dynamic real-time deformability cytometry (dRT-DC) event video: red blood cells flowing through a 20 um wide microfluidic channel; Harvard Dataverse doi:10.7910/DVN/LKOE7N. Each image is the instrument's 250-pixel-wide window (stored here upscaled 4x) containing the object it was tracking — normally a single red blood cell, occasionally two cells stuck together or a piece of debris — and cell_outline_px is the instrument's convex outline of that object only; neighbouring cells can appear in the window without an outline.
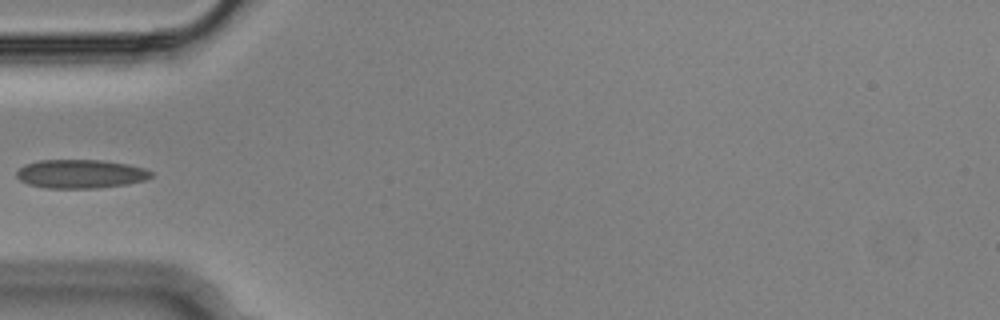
{"species": "Egyptian fruit bat (a non-hibernating species)", "species_latin": "Rousettus aegyptiacus", "temperature_condition": "cold", "stored_images_in_passage": 39, "camera_frame_rate_fps": 3000, "um_per_image_px": 0.085, "animal": {"sex": "male"}, "frame": {"image": 1, "passage_image": 1, "time_ms": 0.0, "image_size_px": [1000, 320], "cell_outline_px": [[152, 176], [144, 180], [128, 184], [96, 188], [44, 188], [28, 184], [20, 180], [16, 176], [16, 172], [24, 164], [40, 160], [104, 160], [128, 164], [144, 168], [152, 172]], "centroid_in_image_um": [6.83, 14.78], "position_along_channel_um": 78.2, "area_um2": 22.6}}
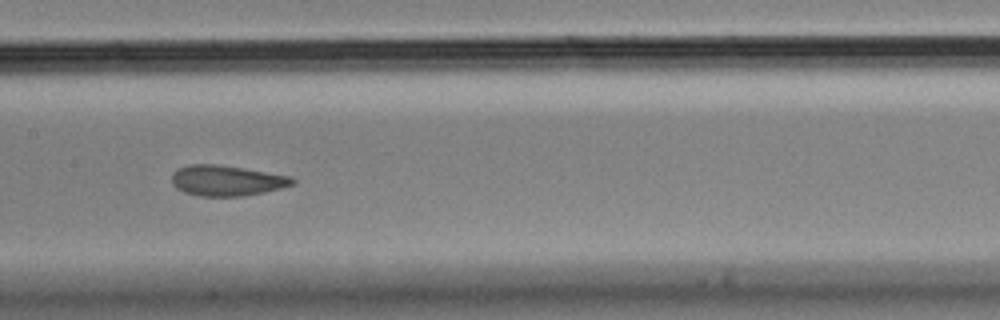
{"frame": {"image": 2, "passage_image": 10, "time_ms": 3.0, "image_size_px": [1000, 320], "cell_outline_px": [[296, 184], [264, 192], [244, 196], [200, 196], [184, 192], [176, 188], [172, 184], [172, 172], [188, 164], [216, 164], [292, 176], [296, 180]], "centroid_in_image_um": [19.27, 15.35], "position_along_channel_um": 188.1, "area_um2": 21.5}}
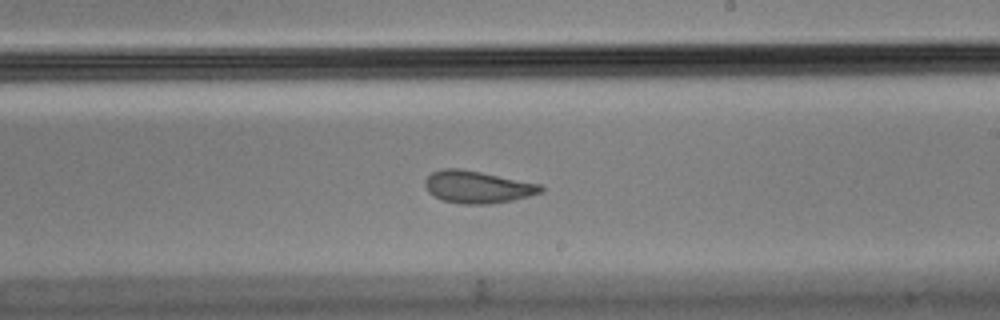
{"frame": {"image": 3, "passage_image": 15, "time_ms": 4.667, "image_size_px": [1000, 320], "cell_outline_px": [[544, 192], [512, 200], [492, 204], [460, 204], [440, 200], [428, 192], [424, 184], [424, 180], [432, 172], [440, 168], [460, 168], [540, 184], [544, 188]], "centroid_in_image_um": [40.54, 15.9], "position_along_channel_um": 248.5, "area_um2": 21.91}}